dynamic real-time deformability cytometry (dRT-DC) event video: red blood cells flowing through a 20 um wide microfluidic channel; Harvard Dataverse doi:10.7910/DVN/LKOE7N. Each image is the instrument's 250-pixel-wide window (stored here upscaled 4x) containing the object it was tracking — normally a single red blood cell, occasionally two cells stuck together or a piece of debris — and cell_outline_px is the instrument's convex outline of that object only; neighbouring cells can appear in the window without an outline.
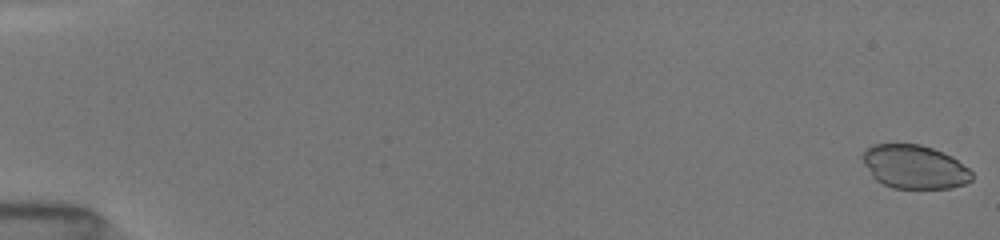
{"species": "common noctule bat (a hibernating species)", "species_latin": "Nyctalus noctula", "temperature_condition": "room temperature", "stored_images_in_passage": 52, "camera_frame_rate_fps": 3000, "um_per_image_px": 0.085, "animal": {"sex": "female", "body_mass_g": 19.5, "forearm_length_mm": 54.1}, "frame": {"image": 1, "passage_image": 1, "time_ms": 0.0, "image_size_px": [1000, 240], "cell_outline_px": [[972, 180], [964, 184], [952, 188], [892, 188], [876, 180], [872, 176], [864, 164], [860, 156], [872, 144], [920, 144], [944, 152], [952, 156], [968, 168], [972, 172]], "centroid_in_image_um": [77.73, 14.18], "position_along_channel_um": 7.3, "area_um2": 27.86}}
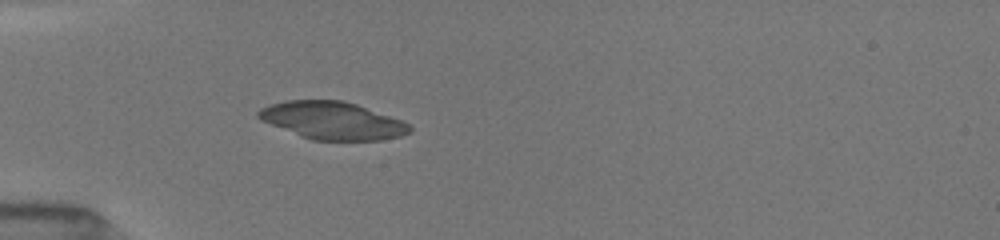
{"frame": {"image": 2, "passage_image": 17, "time_ms": 5.333, "image_size_px": [1000, 240], "cell_outline_px": [[412, 132], [400, 136], [380, 140], [312, 140], [300, 136], [260, 120], [256, 116], [256, 112], [260, 108], [268, 104], [284, 100], [344, 100], [356, 104], [400, 120], [408, 124], [412, 128]], "centroid_in_image_um": [28.2, 10.24], "position_along_channel_um": 56.8, "area_um2": 33.12}}
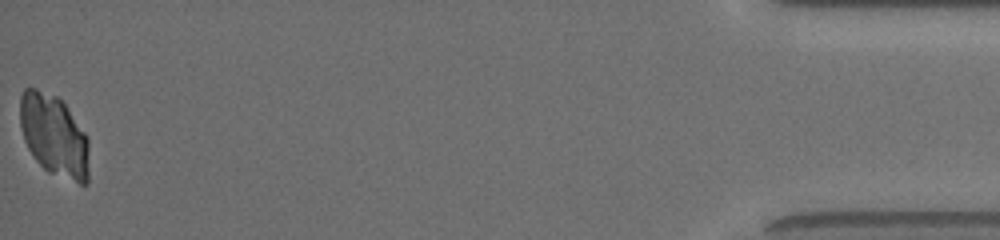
{"frame": {"image": 3, "passage_image": 52, "time_ms": 17.0, "image_size_px": [1000, 240], "cell_outline_px": [[88, 184], [80, 184], [48, 172], [36, 160], [28, 148], [24, 140], [20, 128], [20, 96], [24, 88], [36, 88], [56, 96], [64, 104], [88, 136]], "centroid_in_image_um": [4.59, 11.53], "position_along_channel_um": 430.6, "area_um2": 32.95}}